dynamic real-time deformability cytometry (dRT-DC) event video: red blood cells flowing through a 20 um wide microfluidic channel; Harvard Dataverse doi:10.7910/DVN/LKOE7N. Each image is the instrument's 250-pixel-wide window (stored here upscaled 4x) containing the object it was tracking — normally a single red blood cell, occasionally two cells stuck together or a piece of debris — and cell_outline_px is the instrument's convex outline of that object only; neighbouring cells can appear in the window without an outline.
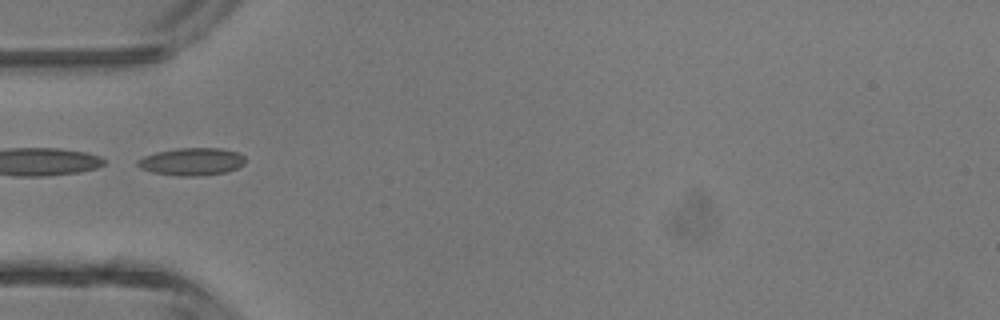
{"species": "common noctule bat (a hibernating species)", "species_latin": "Nyctalus noctula", "temperature_condition": "room temperature", "stored_images_in_passage": 3, "segment_of_instrument_passage": [2, 2], "camera_frame_rate_fps": 3000, "um_per_image_px": 0.085, "animal": {"sex": "male", "body_mass_g": 13.3}, "frame": {"image": 1, "passage_image": 2, "time_ms": 1.333, "image_size_px": [1000, 320], "cell_outline_px": [[244, 164], [228, 172], [200, 176], [180, 176], [152, 172], [140, 168], [136, 164], [136, 160], [144, 156], [156, 152], [176, 148], [220, 148], [236, 152], [244, 156]], "centroid_in_image_um": [16.28, 13.74], "position_along_channel_um": 68.7, "area_um2": 17.34}}
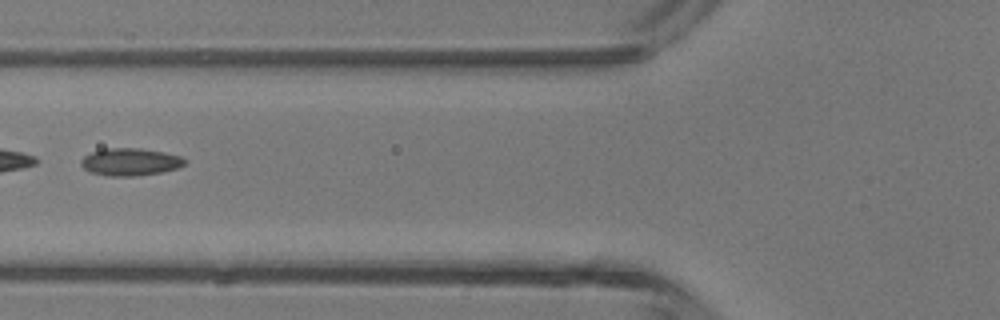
{"frame": {"image": 2, "passage_image": 3, "time_ms": 2.333, "image_size_px": [1000, 320], "cell_outline_px": [[188, 160], [184, 164], [176, 168], [160, 172], [136, 176], [108, 176], [88, 172], [80, 164], [80, 160], [84, 156], [92, 152], [104, 148], [140, 148], [164, 152], [180, 156]], "centroid_in_image_um": [11.04, 13.76], "position_along_channel_um": 114.8, "area_um2": 16.65}}